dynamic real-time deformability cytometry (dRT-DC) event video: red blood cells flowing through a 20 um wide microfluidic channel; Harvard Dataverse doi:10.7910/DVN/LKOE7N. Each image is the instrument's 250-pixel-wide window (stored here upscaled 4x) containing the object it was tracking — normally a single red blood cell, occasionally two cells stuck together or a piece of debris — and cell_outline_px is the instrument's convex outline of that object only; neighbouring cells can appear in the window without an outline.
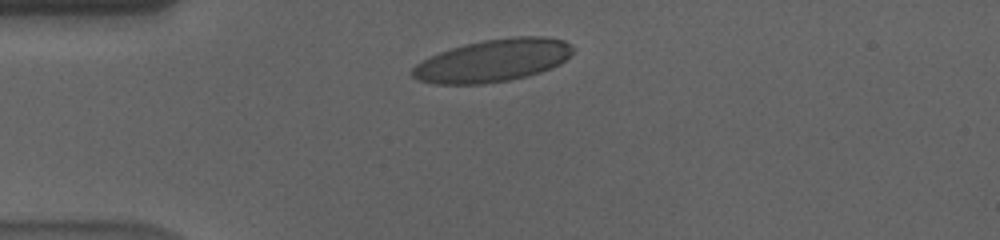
{"species": "human", "species_latin": "Homo sapiens", "temperature_condition": "cold", "stored_images_in_passage": 39, "camera_frame_rate_fps": 3000, "um_per_image_px": 0.085, "donor": {"sex": "male"}, "frame": {"image": 1, "passage_image": 5, "time_ms": 1.333, "image_size_px": [1000, 240], "cell_outline_px": [[572, 52], [560, 64], [552, 68], [528, 76], [508, 80], [484, 84], [436, 84], [416, 80], [408, 72], [416, 64], [440, 52], [464, 44], [484, 40], [516, 36], [544, 36], [564, 40], [572, 48]], "centroid_in_image_um": [41.87, 5.16], "position_along_channel_um": 43.1, "area_um2": 39.71}}
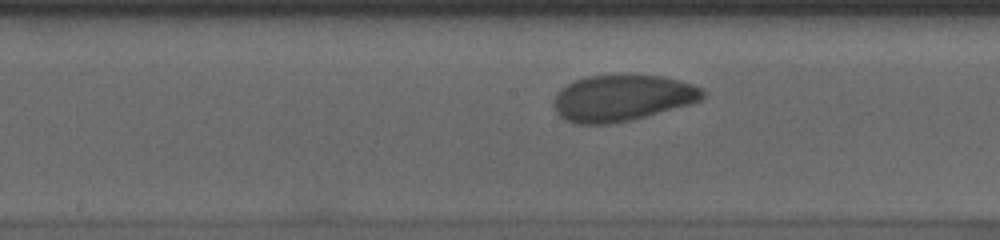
{"frame": {"image": 2, "passage_image": 20, "time_ms": 6.333, "image_size_px": [1000, 240], "cell_outline_px": [[704, 96], [700, 100], [692, 104], [632, 120], [612, 124], [572, 124], [564, 120], [556, 112], [552, 104], [552, 100], [556, 92], [560, 88], [572, 80], [584, 76], [664, 76], [680, 80], [704, 88]], "centroid_in_image_um": [52.84, 8.34], "position_along_channel_um": 195.4, "area_um2": 40.69}}
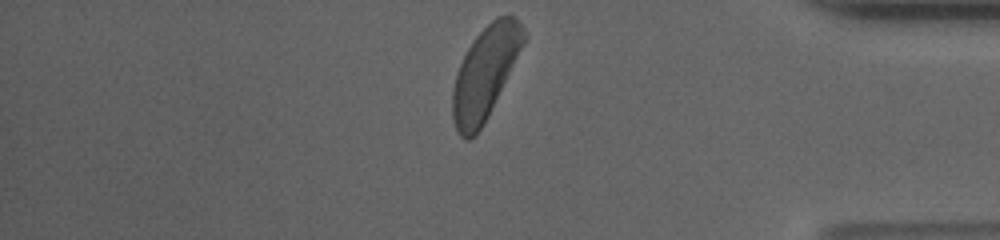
{"frame": {"image": 3, "passage_image": 39, "time_ms": 12.667, "image_size_px": [1000, 240], "cell_outline_px": [[528, 36], [476, 136], [468, 140], [464, 140], [456, 132], [452, 116], [452, 92], [456, 72], [468, 48], [476, 36], [496, 16], [508, 12], [516, 16]], "centroid_in_image_um": [41.22, 6.16], "position_along_channel_um": 394.0, "area_um2": 37.74}, "authors_computed_cell_mechanics": {"area_um2": 39.7664, "velocity_mm_per_s": 3.5525, "shape_relaxation_time_tau1_ms": 2.9309, "shape_relaxation_time_tau2_ms": 3.2119, "deformation_change_tau1": 0.1163, "deformation_change_tau2": 0.0738}}